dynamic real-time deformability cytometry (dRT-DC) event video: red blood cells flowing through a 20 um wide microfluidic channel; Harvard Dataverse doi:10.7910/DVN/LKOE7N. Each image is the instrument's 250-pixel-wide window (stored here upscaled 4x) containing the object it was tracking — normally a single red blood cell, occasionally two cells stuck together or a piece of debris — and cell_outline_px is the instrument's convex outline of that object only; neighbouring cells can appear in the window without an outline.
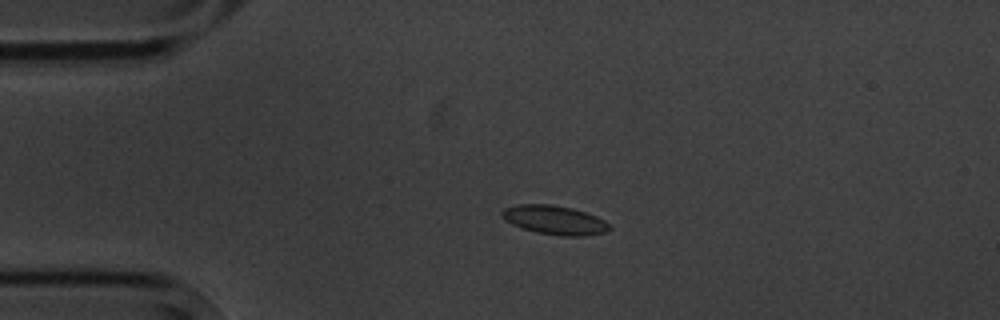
{"species": "common noctule bat (a hibernating species)", "species_latin": "Nyctalus noctula", "temperature_condition": "cold", "stored_images_in_passage": 4, "camera_frame_rate_fps": 3000, "um_per_image_px": 0.085, "animal": {"sex": "male", "body_mass_g": 20.1, "forearm_length_mm": 53.5}, "frame": {"image": 1, "passage_image": 3, "time_ms": 2.667, "image_size_px": [1000, 320], "cell_outline_px": [[612, 228], [604, 232], [584, 236], [560, 236], [536, 232], [512, 224], [504, 220], [500, 216], [500, 212], [504, 208], [520, 204], [552, 204], [572, 208], [596, 216], [612, 224]], "centroid_in_image_um": [47.14, 18.7], "position_along_channel_um": 37.9, "area_um2": 18.26}}